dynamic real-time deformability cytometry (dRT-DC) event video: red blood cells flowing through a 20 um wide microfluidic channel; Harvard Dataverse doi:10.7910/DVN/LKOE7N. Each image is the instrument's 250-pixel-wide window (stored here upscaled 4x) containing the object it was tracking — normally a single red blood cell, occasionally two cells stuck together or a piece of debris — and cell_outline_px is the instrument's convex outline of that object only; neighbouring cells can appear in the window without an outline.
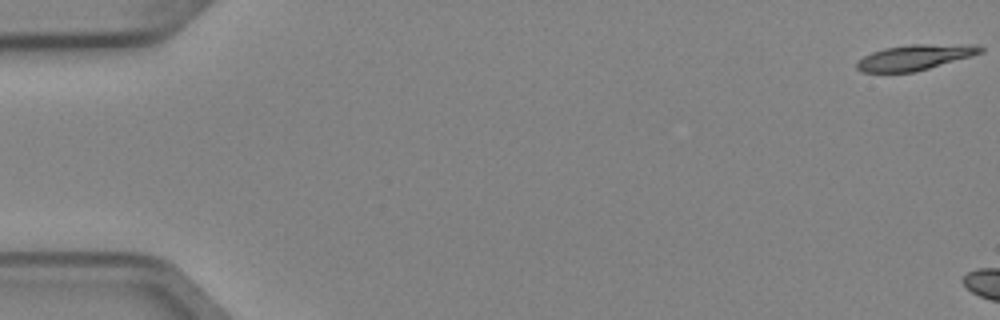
{"species": "Egyptian fruit bat (a non-hibernating species)", "species_latin": "Rousettus aegyptiacus", "temperature_condition": "cold", "stored_images_in_passage": 3, "camera_frame_rate_fps": 3000, "um_per_image_px": 0.085, "animal": {"sex": "female"}, "frame": {"image": 1, "passage_image": 1, "time_ms": 0.0, "image_size_px": [1000, 320], "cell_outline_px": [[984, 52], [972, 56], [928, 68], [912, 72], [860, 72], [856, 68], [856, 64], [864, 56], [872, 52], [884, 48], [912, 44], [976, 44], [984, 48]], "centroid_in_image_um": [77.8, 4.86], "position_along_channel_um": 7.2, "area_um2": 18.32}}